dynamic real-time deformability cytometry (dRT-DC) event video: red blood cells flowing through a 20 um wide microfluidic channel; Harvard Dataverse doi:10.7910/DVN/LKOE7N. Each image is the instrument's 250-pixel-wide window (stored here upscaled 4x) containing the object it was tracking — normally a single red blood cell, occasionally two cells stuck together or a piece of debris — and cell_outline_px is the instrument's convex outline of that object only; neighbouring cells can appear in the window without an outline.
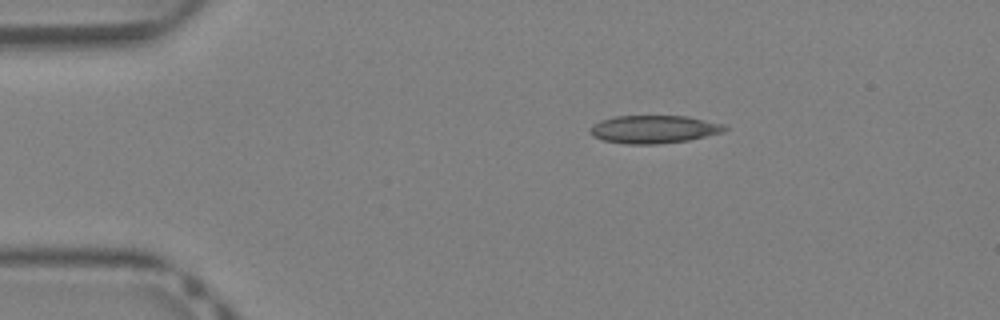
{"species": "Egyptian fruit bat (a non-hibernating species)", "species_latin": "Rousettus aegyptiacus", "temperature_condition": "warm", "stored_images_in_passage": 34, "camera_frame_rate_fps": 3000, "um_per_image_px": 0.085, "animal": {"sex": "female"}, "frame": {"image": 1, "passage_image": 1, "time_ms": 0.0, "image_size_px": [1000, 320], "cell_outline_px": [[728, 128], [724, 132], [688, 140], [656, 144], [624, 144], [604, 140], [592, 136], [588, 132], [592, 124], [600, 120], [616, 116], [688, 116], [724, 124]], "centroid_in_image_um": [55.56, 10.98], "position_along_channel_um": 29.4, "area_um2": 22.02}}
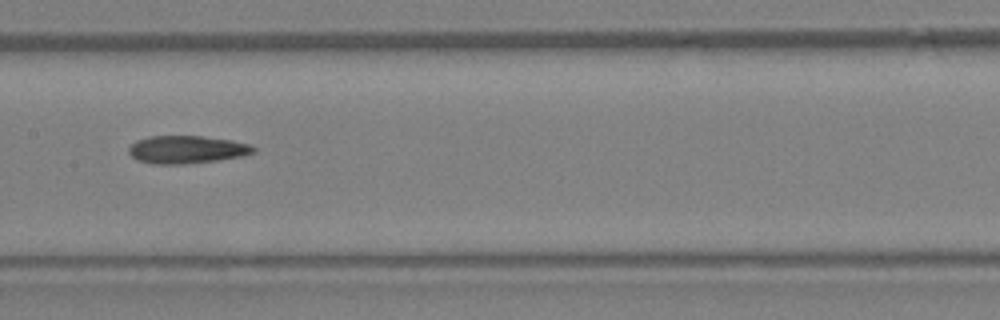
{"frame": {"image": 2, "passage_image": 14, "time_ms": 4.333, "image_size_px": [1000, 320], "cell_outline_px": [[256, 152], [244, 156], [216, 160], [180, 164], [152, 164], [140, 160], [132, 156], [128, 152], [128, 148], [136, 140], [148, 136], [200, 136], [232, 140], [252, 144], [256, 148]], "centroid_in_image_um": [15.91, 12.7], "position_along_channel_um": 191.5, "area_um2": 20.23}}
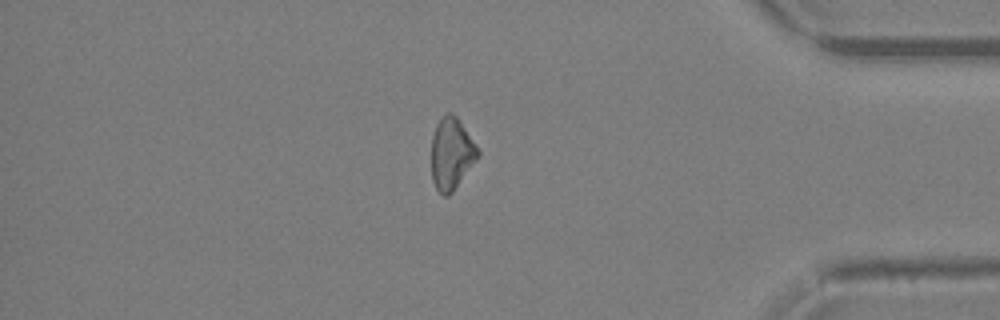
{"frame": {"image": 3, "passage_image": 28, "time_ms": 9.0, "image_size_px": [1000, 320], "cell_outline_px": [[480, 156], [452, 192], [448, 196], [444, 196], [436, 188], [432, 180], [432, 136], [436, 124], [448, 112], [452, 112], [460, 120], [476, 144], [480, 152]], "centroid_in_image_um": [38.39, 13.05], "position_along_channel_um": 396.8, "area_um2": 19.42}}